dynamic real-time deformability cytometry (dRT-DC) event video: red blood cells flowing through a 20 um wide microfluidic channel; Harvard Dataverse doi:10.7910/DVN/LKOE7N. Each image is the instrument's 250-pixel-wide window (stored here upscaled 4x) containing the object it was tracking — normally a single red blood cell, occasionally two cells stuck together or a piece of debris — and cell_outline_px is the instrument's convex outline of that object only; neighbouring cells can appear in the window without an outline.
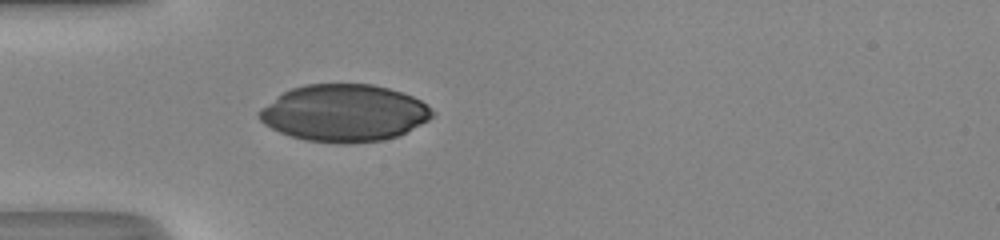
{"species": "human", "species_latin": "Homo sapiens", "temperature_condition": "room temperature", "stored_images_in_passage": 26, "camera_frame_rate_fps": 3000, "um_per_image_px": 0.085, "donor": {"sex": "male"}, "frame": {"image": 1, "passage_image": 1, "time_ms": 0.0, "image_size_px": [1000, 240], "cell_outline_px": [[436, 112], [428, 120], [396, 136], [384, 140], [348, 144], [336, 144], [304, 140], [280, 132], [264, 124], [256, 116], [256, 112], [260, 108], [276, 96], [292, 88], [304, 84], [372, 84], [388, 88], [412, 96], [420, 100]], "centroid_in_image_um": [29.21, 9.61], "position_along_channel_um": 55.8, "area_um2": 57.68}}